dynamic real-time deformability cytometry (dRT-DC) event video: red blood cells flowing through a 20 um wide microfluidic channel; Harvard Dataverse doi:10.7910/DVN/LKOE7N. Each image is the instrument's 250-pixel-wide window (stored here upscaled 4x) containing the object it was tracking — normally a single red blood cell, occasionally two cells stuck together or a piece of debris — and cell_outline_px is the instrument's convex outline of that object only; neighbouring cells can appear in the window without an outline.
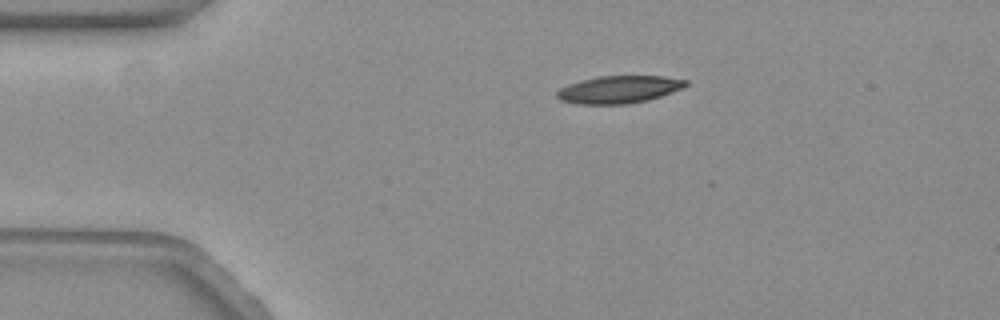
{"species": "common noctule bat (a hibernating species)", "species_latin": "Nyctalus noctula", "temperature_condition": "warm", "stored_images_in_passage": 8, "camera_frame_rate_fps": 3000, "um_per_image_px": 0.085, "animal": {"sex": "female", "body_mass_g": 19.3, "forearm_length_mm": 54.1}, "frame": {"image": 1, "passage_image": 1, "time_ms": 0.0, "image_size_px": [1000, 320], "cell_outline_px": [[688, 84], [684, 88], [648, 100], [628, 104], [580, 104], [560, 100], [556, 96], [556, 92], [560, 88], [568, 84], [580, 80], [600, 76], [664, 76], [688, 80]], "centroid_in_image_um": [52.62, 7.6], "position_along_channel_um": 32.4, "area_um2": 20.69}}